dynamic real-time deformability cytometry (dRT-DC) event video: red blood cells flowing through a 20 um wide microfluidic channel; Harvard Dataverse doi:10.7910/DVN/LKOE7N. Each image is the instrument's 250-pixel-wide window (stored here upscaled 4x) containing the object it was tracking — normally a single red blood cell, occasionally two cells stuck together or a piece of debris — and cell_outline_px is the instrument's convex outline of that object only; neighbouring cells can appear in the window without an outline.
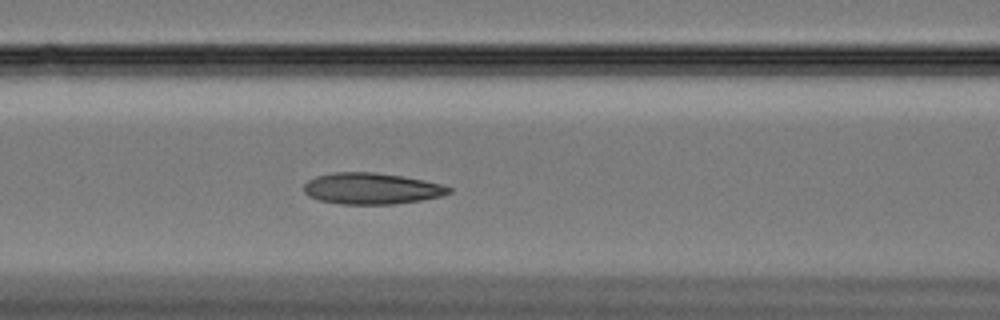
{"species": "Egyptian fruit bat (a non-hibernating species)", "species_latin": "Rousettus aegyptiacus", "temperature_condition": "cold", "stored_images_in_passage": 51, "camera_frame_rate_fps": 3000, "um_per_image_px": 0.085, "animal": {"sex": "female"}, "frame": {"image": 1, "passage_image": 22, "time_ms": 7.0, "image_size_px": [1000, 320], "cell_outline_px": [[452, 192], [440, 196], [420, 200], [396, 204], [340, 204], [320, 200], [308, 196], [304, 192], [304, 184], [308, 180], [316, 176], [332, 172], [376, 172], [424, 180], [440, 184], [452, 188]], "centroid_in_image_um": [31.56, 16.02], "position_along_channel_um": 135.0, "area_um2": 26.41}}
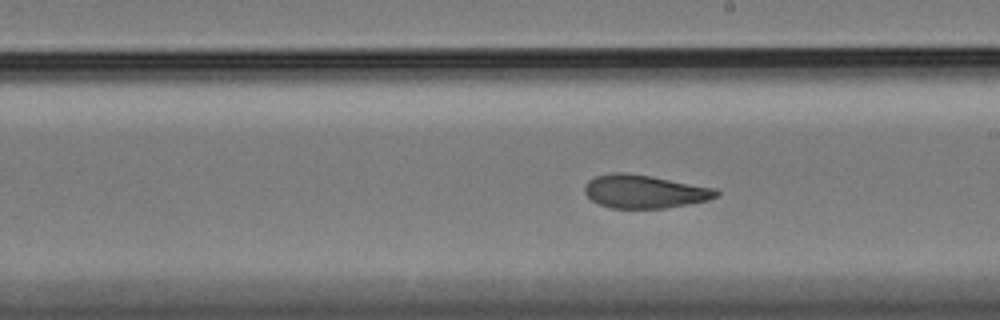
{"frame": {"image": 2, "passage_image": 31, "time_ms": 10.0, "image_size_px": [1000, 320], "cell_outline_px": [[720, 192], [716, 196], [708, 200], [688, 204], [664, 208], [608, 208], [592, 200], [584, 192], [584, 188], [588, 180], [596, 176], [612, 172], [624, 172], [652, 176], [716, 188]], "centroid_in_image_um": [54.77, 16.27], "position_along_channel_um": 234.2, "area_um2": 25.55}}
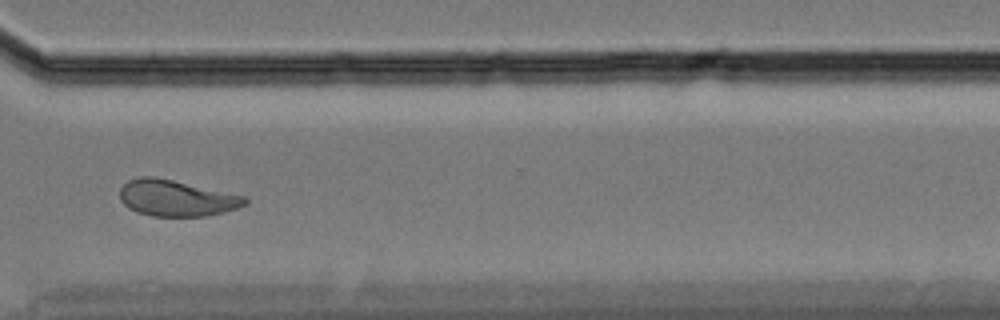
{"frame": {"image": 3, "passage_image": 42, "time_ms": 13.667, "image_size_px": [1000, 320], "cell_outline_px": [[248, 204], [224, 212], [204, 216], [152, 216], [136, 212], [128, 208], [120, 200], [120, 188], [128, 180], [140, 176], [152, 176], [172, 180], [244, 196], [248, 200]], "centroid_in_image_um": [14.96, 16.84], "position_along_channel_um": 355.6, "area_um2": 26.24}, "authors_computed_cell_mechanics": {"area_um2": 25.8944, "velocity_mm_per_s": 3.3115, "shape_relaxation_time_tau1_ms": 4.8538, "shape_relaxation_time_tau2_ms": 1.7112, "deformation_change_tau1": 0.1475, "deformation_change_tau2": 0.0782}}